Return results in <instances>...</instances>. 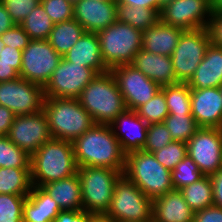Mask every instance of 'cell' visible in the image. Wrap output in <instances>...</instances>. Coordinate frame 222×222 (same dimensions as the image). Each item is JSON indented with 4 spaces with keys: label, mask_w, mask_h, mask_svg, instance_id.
Here are the masks:
<instances>
[{
    "label": "cell",
    "mask_w": 222,
    "mask_h": 222,
    "mask_svg": "<svg viewBox=\"0 0 222 222\" xmlns=\"http://www.w3.org/2000/svg\"><path fill=\"white\" fill-rule=\"evenodd\" d=\"M77 166L102 167L124 174L126 153L110 125L94 124L73 142Z\"/></svg>",
    "instance_id": "1"
},
{
    "label": "cell",
    "mask_w": 222,
    "mask_h": 222,
    "mask_svg": "<svg viewBox=\"0 0 222 222\" xmlns=\"http://www.w3.org/2000/svg\"><path fill=\"white\" fill-rule=\"evenodd\" d=\"M78 168L72 142L52 138L31 155L32 186L71 177L78 173Z\"/></svg>",
    "instance_id": "2"
},
{
    "label": "cell",
    "mask_w": 222,
    "mask_h": 222,
    "mask_svg": "<svg viewBox=\"0 0 222 222\" xmlns=\"http://www.w3.org/2000/svg\"><path fill=\"white\" fill-rule=\"evenodd\" d=\"M92 116L95 124L110 125L127 110L115 77L111 71L98 74L77 98Z\"/></svg>",
    "instance_id": "3"
},
{
    "label": "cell",
    "mask_w": 222,
    "mask_h": 222,
    "mask_svg": "<svg viewBox=\"0 0 222 222\" xmlns=\"http://www.w3.org/2000/svg\"><path fill=\"white\" fill-rule=\"evenodd\" d=\"M43 110L54 139L73 142L95 124L77 99L45 97Z\"/></svg>",
    "instance_id": "4"
},
{
    "label": "cell",
    "mask_w": 222,
    "mask_h": 222,
    "mask_svg": "<svg viewBox=\"0 0 222 222\" xmlns=\"http://www.w3.org/2000/svg\"><path fill=\"white\" fill-rule=\"evenodd\" d=\"M124 175L151 201L174 190L171 171L161 165L153 153L137 150L126 154Z\"/></svg>",
    "instance_id": "5"
},
{
    "label": "cell",
    "mask_w": 222,
    "mask_h": 222,
    "mask_svg": "<svg viewBox=\"0 0 222 222\" xmlns=\"http://www.w3.org/2000/svg\"><path fill=\"white\" fill-rule=\"evenodd\" d=\"M142 34V31L118 21L97 32L106 67L111 70L119 65L131 64L142 48Z\"/></svg>",
    "instance_id": "6"
},
{
    "label": "cell",
    "mask_w": 222,
    "mask_h": 222,
    "mask_svg": "<svg viewBox=\"0 0 222 222\" xmlns=\"http://www.w3.org/2000/svg\"><path fill=\"white\" fill-rule=\"evenodd\" d=\"M83 211L104 215L110 207L115 184L123 173L102 167H80Z\"/></svg>",
    "instance_id": "7"
},
{
    "label": "cell",
    "mask_w": 222,
    "mask_h": 222,
    "mask_svg": "<svg viewBox=\"0 0 222 222\" xmlns=\"http://www.w3.org/2000/svg\"><path fill=\"white\" fill-rule=\"evenodd\" d=\"M104 215L115 222H152V201L123 174Z\"/></svg>",
    "instance_id": "8"
},
{
    "label": "cell",
    "mask_w": 222,
    "mask_h": 222,
    "mask_svg": "<svg viewBox=\"0 0 222 222\" xmlns=\"http://www.w3.org/2000/svg\"><path fill=\"white\" fill-rule=\"evenodd\" d=\"M211 43L208 28L185 30L171 55L175 77L178 82L188 83L203 60Z\"/></svg>",
    "instance_id": "9"
},
{
    "label": "cell",
    "mask_w": 222,
    "mask_h": 222,
    "mask_svg": "<svg viewBox=\"0 0 222 222\" xmlns=\"http://www.w3.org/2000/svg\"><path fill=\"white\" fill-rule=\"evenodd\" d=\"M97 75L98 73L92 68L83 67L62 58L50 80L43 87L44 96L77 99Z\"/></svg>",
    "instance_id": "10"
},
{
    "label": "cell",
    "mask_w": 222,
    "mask_h": 222,
    "mask_svg": "<svg viewBox=\"0 0 222 222\" xmlns=\"http://www.w3.org/2000/svg\"><path fill=\"white\" fill-rule=\"evenodd\" d=\"M62 58L48 40H30L22 51L19 76L44 87Z\"/></svg>",
    "instance_id": "11"
},
{
    "label": "cell",
    "mask_w": 222,
    "mask_h": 222,
    "mask_svg": "<svg viewBox=\"0 0 222 222\" xmlns=\"http://www.w3.org/2000/svg\"><path fill=\"white\" fill-rule=\"evenodd\" d=\"M44 99L42 85L21 77L0 82V105L11 110L15 116L40 112L43 110Z\"/></svg>",
    "instance_id": "12"
},
{
    "label": "cell",
    "mask_w": 222,
    "mask_h": 222,
    "mask_svg": "<svg viewBox=\"0 0 222 222\" xmlns=\"http://www.w3.org/2000/svg\"><path fill=\"white\" fill-rule=\"evenodd\" d=\"M187 154L204 175L222 168V129L199 128L187 142Z\"/></svg>",
    "instance_id": "13"
},
{
    "label": "cell",
    "mask_w": 222,
    "mask_h": 222,
    "mask_svg": "<svg viewBox=\"0 0 222 222\" xmlns=\"http://www.w3.org/2000/svg\"><path fill=\"white\" fill-rule=\"evenodd\" d=\"M118 88L123 95L127 110L135 111L148 102L161 87L134 68L131 64L119 65L112 68Z\"/></svg>",
    "instance_id": "14"
},
{
    "label": "cell",
    "mask_w": 222,
    "mask_h": 222,
    "mask_svg": "<svg viewBox=\"0 0 222 222\" xmlns=\"http://www.w3.org/2000/svg\"><path fill=\"white\" fill-rule=\"evenodd\" d=\"M7 136L30 156L53 138L44 110L34 114L15 116Z\"/></svg>",
    "instance_id": "15"
},
{
    "label": "cell",
    "mask_w": 222,
    "mask_h": 222,
    "mask_svg": "<svg viewBox=\"0 0 222 222\" xmlns=\"http://www.w3.org/2000/svg\"><path fill=\"white\" fill-rule=\"evenodd\" d=\"M208 0H172L161 9L160 20L183 30L208 28L211 20Z\"/></svg>",
    "instance_id": "16"
},
{
    "label": "cell",
    "mask_w": 222,
    "mask_h": 222,
    "mask_svg": "<svg viewBox=\"0 0 222 222\" xmlns=\"http://www.w3.org/2000/svg\"><path fill=\"white\" fill-rule=\"evenodd\" d=\"M116 0H78L74 3L73 18L85 32L97 33L117 21Z\"/></svg>",
    "instance_id": "17"
},
{
    "label": "cell",
    "mask_w": 222,
    "mask_h": 222,
    "mask_svg": "<svg viewBox=\"0 0 222 222\" xmlns=\"http://www.w3.org/2000/svg\"><path fill=\"white\" fill-rule=\"evenodd\" d=\"M191 115L199 128L222 129L220 87L191 89Z\"/></svg>",
    "instance_id": "18"
},
{
    "label": "cell",
    "mask_w": 222,
    "mask_h": 222,
    "mask_svg": "<svg viewBox=\"0 0 222 222\" xmlns=\"http://www.w3.org/2000/svg\"><path fill=\"white\" fill-rule=\"evenodd\" d=\"M110 126L126 154L142 150L146 144L148 124L135 111L126 110Z\"/></svg>",
    "instance_id": "19"
},
{
    "label": "cell",
    "mask_w": 222,
    "mask_h": 222,
    "mask_svg": "<svg viewBox=\"0 0 222 222\" xmlns=\"http://www.w3.org/2000/svg\"><path fill=\"white\" fill-rule=\"evenodd\" d=\"M131 65L160 87L179 83L169 56L154 54L141 48L135 54Z\"/></svg>",
    "instance_id": "20"
},
{
    "label": "cell",
    "mask_w": 222,
    "mask_h": 222,
    "mask_svg": "<svg viewBox=\"0 0 222 222\" xmlns=\"http://www.w3.org/2000/svg\"><path fill=\"white\" fill-rule=\"evenodd\" d=\"M195 212L180 190H172L152 201V222H193Z\"/></svg>",
    "instance_id": "21"
},
{
    "label": "cell",
    "mask_w": 222,
    "mask_h": 222,
    "mask_svg": "<svg viewBox=\"0 0 222 222\" xmlns=\"http://www.w3.org/2000/svg\"><path fill=\"white\" fill-rule=\"evenodd\" d=\"M63 58L68 62L92 68L98 74L110 71L102 59L97 33L85 32Z\"/></svg>",
    "instance_id": "22"
},
{
    "label": "cell",
    "mask_w": 222,
    "mask_h": 222,
    "mask_svg": "<svg viewBox=\"0 0 222 222\" xmlns=\"http://www.w3.org/2000/svg\"><path fill=\"white\" fill-rule=\"evenodd\" d=\"M187 84L190 89H206L222 85V47L210 43L203 60Z\"/></svg>",
    "instance_id": "23"
},
{
    "label": "cell",
    "mask_w": 222,
    "mask_h": 222,
    "mask_svg": "<svg viewBox=\"0 0 222 222\" xmlns=\"http://www.w3.org/2000/svg\"><path fill=\"white\" fill-rule=\"evenodd\" d=\"M184 31L160 20L156 25L143 31L142 48L154 54L171 57Z\"/></svg>",
    "instance_id": "24"
},
{
    "label": "cell",
    "mask_w": 222,
    "mask_h": 222,
    "mask_svg": "<svg viewBox=\"0 0 222 222\" xmlns=\"http://www.w3.org/2000/svg\"><path fill=\"white\" fill-rule=\"evenodd\" d=\"M60 211L58 203L42 187L32 186L23 205V222H54Z\"/></svg>",
    "instance_id": "25"
},
{
    "label": "cell",
    "mask_w": 222,
    "mask_h": 222,
    "mask_svg": "<svg viewBox=\"0 0 222 222\" xmlns=\"http://www.w3.org/2000/svg\"><path fill=\"white\" fill-rule=\"evenodd\" d=\"M54 199L60 209L83 210L82 191L78 173L41 186Z\"/></svg>",
    "instance_id": "26"
},
{
    "label": "cell",
    "mask_w": 222,
    "mask_h": 222,
    "mask_svg": "<svg viewBox=\"0 0 222 222\" xmlns=\"http://www.w3.org/2000/svg\"><path fill=\"white\" fill-rule=\"evenodd\" d=\"M84 33L85 29L73 18L54 24L48 41L56 52L63 57Z\"/></svg>",
    "instance_id": "27"
},
{
    "label": "cell",
    "mask_w": 222,
    "mask_h": 222,
    "mask_svg": "<svg viewBox=\"0 0 222 222\" xmlns=\"http://www.w3.org/2000/svg\"><path fill=\"white\" fill-rule=\"evenodd\" d=\"M31 189L30 168L0 167V194L28 197Z\"/></svg>",
    "instance_id": "28"
},
{
    "label": "cell",
    "mask_w": 222,
    "mask_h": 222,
    "mask_svg": "<svg viewBox=\"0 0 222 222\" xmlns=\"http://www.w3.org/2000/svg\"><path fill=\"white\" fill-rule=\"evenodd\" d=\"M117 21L145 31L160 21V12L155 9L139 6L117 4Z\"/></svg>",
    "instance_id": "29"
},
{
    "label": "cell",
    "mask_w": 222,
    "mask_h": 222,
    "mask_svg": "<svg viewBox=\"0 0 222 222\" xmlns=\"http://www.w3.org/2000/svg\"><path fill=\"white\" fill-rule=\"evenodd\" d=\"M180 192L194 212L213 205V186L209 175H204L195 183L181 188Z\"/></svg>",
    "instance_id": "30"
},
{
    "label": "cell",
    "mask_w": 222,
    "mask_h": 222,
    "mask_svg": "<svg viewBox=\"0 0 222 222\" xmlns=\"http://www.w3.org/2000/svg\"><path fill=\"white\" fill-rule=\"evenodd\" d=\"M30 40H48L54 23L41 3L20 23Z\"/></svg>",
    "instance_id": "31"
},
{
    "label": "cell",
    "mask_w": 222,
    "mask_h": 222,
    "mask_svg": "<svg viewBox=\"0 0 222 222\" xmlns=\"http://www.w3.org/2000/svg\"><path fill=\"white\" fill-rule=\"evenodd\" d=\"M165 96L169 114L191 113V89L187 83H176L160 89Z\"/></svg>",
    "instance_id": "32"
},
{
    "label": "cell",
    "mask_w": 222,
    "mask_h": 222,
    "mask_svg": "<svg viewBox=\"0 0 222 222\" xmlns=\"http://www.w3.org/2000/svg\"><path fill=\"white\" fill-rule=\"evenodd\" d=\"M173 141L187 143L199 129L191 113L169 114L163 121Z\"/></svg>",
    "instance_id": "33"
},
{
    "label": "cell",
    "mask_w": 222,
    "mask_h": 222,
    "mask_svg": "<svg viewBox=\"0 0 222 222\" xmlns=\"http://www.w3.org/2000/svg\"><path fill=\"white\" fill-rule=\"evenodd\" d=\"M31 156L17 145L7 135L0 136V167L30 168Z\"/></svg>",
    "instance_id": "34"
},
{
    "label": "cell",
    "mask_w": 222,
    "mask_h": 222,
    "mask_svg": "<svg viewBox=\"0 0 222 222\" xmlns=\"http://www.w3.org/2000/svg\"><path fill=\"white\" fill-rule=\"evenodd\" d=\"M136 114L148 125L163 123L169 115L164 93L159 90L153 98L135 110Z\"/></svg>",
    "instance_id": "35"
},
{
    "label": "cell",
    "mask_w": 222,
    "mask_h": 222,
    "mask_svg": "<svg viewBox=\"0 0 222 222\" xmlns=\"http://www.w3.org/2000/svg\"><path fill=\"white\" fill-rule=\"evenodd\" d=\"M203 176L204 174L201 173L197 164L188 154L171 172L172 184L175 190H180L189 184L195 183Z\"/></svg>",
    "instance_id": "36"
},
{
    "label": "cell",
    "mask_w": 222,
    "mask_h": 222,
    "mask_svg": "<svg viewBox=\"0 0 222 222\" xmlns=\"http://www.w3.org/2000/svg\"><path fill=\"white\" fill-rule=\"evenodd\" d=\"M25 196L0 194V222H23Z\"/></svg>",
    "instance_id": "37"
},
{
    "label": "cell",
    "mask_w": 222,
    "mask_h": 222,
    "mask_svg": "<svg viewBox=\"0 0 222 222\" xmlns=\"http://www.w3.org/2000/svg\"><path fill=\"white\" fill-rule=\"evenodd\" d=\"M155 159L169 171H173L176 165L187 155V143L173 141L160 150L153 152Z\"/></svg>",
    "instance_id": "38"
},
{
    "label": "cell",
    "mask_w": 222,
    "mask_h": 222,
    "mask_svg": "<svg viewBox=\"0 0 222 222\" xmlns=\"http://www.w3.org/2000/svg\"><path fill=\"white\" fill-rule=\"evenodd\" d=\"M173 142L170 132L164 123L149 124L146 144L143 151L153 153Z\"/></svg>",
    "instance_id": "39"
},
{
    "label": "cell",
    "mask_w": 222,
    "mask_h": 222,
    "mask_svg": "<svg viewBox=\"0 0 222 222\" xmlns=\"http://www.w3.org/2000/svg\"><path fill=\"white\" fill-rule=\"evenodd\" d=\"M54 24L73 19L74 4L68 0H40Z\"/></svg>",
    "instance_id": "40"
},
{
    "label": "cell",
    "mask_w": 222,
    "mask_h": 222,
    "mask_svg": "<svg viewBox=\"0 0 222 222\" xmlns=\"http://www.w3.org/2000/svg\"><path fill=\"white\" fill-rule=\"evenodd\" d=\"M15 24H20L40 0H0Z\"/></svg>",
    "instance_id": "41"
},
{
    "label": "cell",
    "mask_w": 222,
    "mask_h": 222,
    "mask_svg": "<svg viewBox=\"0 0 222 222\" xmlns=\"http://www.w3.org/2000/svg\"><path fill=\"white\" fill-rule=\"evenodd\" d=\"M1 41L6 46H12L24 50L30 42L29 35L23 30L20 24H15L11 29L0 35Z\"/></svg>",
    "instance_id": "42"
},
{
    "label": "cell",
    "mask_w": 222,
    "mask_h": 222,
    "mask_svg": "<svg viewBox=\"0 0 222 222\" xmlns=\"http://www.w3.org/2000/svg\"><path fill=\"white\" fill-rule=\"evenodd\" d=\"M21 62L22 50L4 45L0 53V63L11 64V66L20 74Z\"/></svg>",
    "instance_id": "43"
},
{
    "label": "cell",
    "mask_w": 222,
    "mask_h": 222,
    "mask_svg": "<svg viewBox=\"0 0 222 222\" xmlns=\"http://www.w3.org/2000/svg\"><path fill=\"white\" fill-rule=\"evenodd\" d=\"M94 215L83 210H63L58 213L54 222H91Z\"/></svg>",
    "instance_id": "44"
},
{
    "label": "cell",
    "mask_w": 222,
    "mask_h": 222,
    "mask_svg": "<svg viewBox=\"0 0 222 222\" xmlns=\"http://www.w3.org/2000/svg\"><path fill=\"white\" fill-rule=\"evenodd\" d=\"M193 222H222V208L212 205L197 211Z\"/></svg>",
    "instance_id": "45"
},
{
    "label": "cell",
    "mask_w": 222,
    "mask_h": 222,
    "mask_svg": "<svg viewBox=\"0 0 222 222\" xmlns=\"http://www.w3.org/2000/svg\"><path fill=\"white\" fill-rule=\"evenodd\" d=\"M208 29L211 42L218 47H222V13H212Z\"/></svg>",
    "instance_id": "46"
},
{
    "label": "cell",
    "mask_w": 222,
    "mask_h": 222,
    "mask_svg": "<svg viewBox=\"0 0 222 222\" xmlns=\"http://www.w3.org/2000/svg\"><path fill=\"white\" fill-rule=\"evenodd\" d=\"M213 186V205L222 208V168L210 175Z\"/></svg>",
    "instance_id": "47"
},
{
    "label": "cell",
    "mask_w": 222,
    "mask_h": 222,
    "mask_svg": "<svg viewBox=\"0 0 222 222\" xmlns=\"http://www.w3.org/2000/svg\"><path fill=\"white\" fill-rule=\"evenodd\" d=\"M14 117L15 114L11 110L0 105V136L8 135Z\"/></svg>",
    "instance_id": "48"
},
{
    "label": "cell",
    "mask_w": 222,
    "mask_h": 222,
    "mask_svg": "<svg viewBox=\"0 0 222 222\" xmlns=\"http://www.w3.org/2000/svg\"><path fill=\"white\" fill-rule=\"evenodd\" d=\"M15 25L14 21L7 12L3 3L0 1V35L11 29Z\"/></svg>",
    "instance_id": "49"
},
{
    "label": "cell",
    "mask_w": 222,
    "mask_h": 222,
    "mask_svg": "<svg viewBox=\"0 0 222 222\" xmlns=\"http://www.w3.org/2000/svg\"><path fill=\"white\" fill-rule=\"evenodd\" d=\"M117 4L158 10V0H116Z\"/></svg>",
    "instance_id": "50"
},
{
    "label": "cell",
    "mask_w": 222,
    "mask_h": 222,
    "mask_svg": "<svg viewBox=\"0 0 222 222\" xmlns=\"http://www.w3.org/2000/svg\"><path fill=\"white\" fill-rule=\"evenodd\" d=\"M20 77L11 64L0 63V82L14 80Z\"/></svg>",
    "instance_id": "51"
},
{
    "label": "cell",
    "mask_w": 222,
    "mask_h": 222,
    "mask_svg": "<svg viewBox=\"0 0 222 222\" xmlns=\"http://www.w3.org/2000/svg\"><path fill=\"white\" fill-rule=\"evenodd\" d=\"M209 4L212 13H222V0H211Z\"/></svg>",
    "instance_id": "52"
},
{
    "label": "cell",
    "mask_w": 222,
    "mask_h": 222,
    "mask_svg": "<svg viewBox=\"0 0 222 222\" xmlns=\"http://www.w3.org/2000/svg\"><path fill=\"white\" fill-rule=\"evenodd\" d=\"M91 222H115L114 220L108 218L105 215L99 214V215H94L91 218Z\"/></svg>",
    "instance_id": "53"
},
{
    "label": "cell",
    "mask_w": 222,
    "mask_h": 222,
    "mask_svg": "<svg viewBox=\"0 0 222 222\" xmlns=\"http://www.w3.org/2000/svg\"><path fill=\"white\" fill-rule=\"evenodd\" d=\"M172 0H158V11L161 12V9L167 6Z\"/></svg>",
    "instance_id": "54"
},
{
    "label": "cell",
    "mask_w": 222,
    "mask_h": 222,
    "mask_svg": "<svg viewBox=\"0 0 222 222\" xmlns=\"http://www.w3.org/2000/svg\"><path fill=\"white\" fill-rule=\"evenodd\" d=\"M3 47H4V43L0 39V53H1V50H2Z\"/></svg>",
    "instance_id": "55"
},
{
    "label": "cell",
    "mask_w": 222,
    "mask_h": 222,
    "mask_svg": "<svg viewBox=\"0 0 222 222\" xmlns=\"http://www.w3.org/2000/svg\"><path fill=\"white\" fill-rule=\"evenodd\" d=\"M70 2H72L73 4L76 3L78 0H68Z\"/></svg>",
    "instance_id": "56"
},
{
    "label": "cell",
    "mask_w": 222,
    "mask_h": 222,
    "mask_svg": "<svg viewBox=\"0 0 222 222\" xmlns=\"http://www.w3.org/2000/svg\"><path fill=\"white\" fill-rule=\"evenodd\" d=\"M220 90H221V97H222V85L220 86Z\"/></svg>",
    "instance_id": "57"
}]
</instances>
